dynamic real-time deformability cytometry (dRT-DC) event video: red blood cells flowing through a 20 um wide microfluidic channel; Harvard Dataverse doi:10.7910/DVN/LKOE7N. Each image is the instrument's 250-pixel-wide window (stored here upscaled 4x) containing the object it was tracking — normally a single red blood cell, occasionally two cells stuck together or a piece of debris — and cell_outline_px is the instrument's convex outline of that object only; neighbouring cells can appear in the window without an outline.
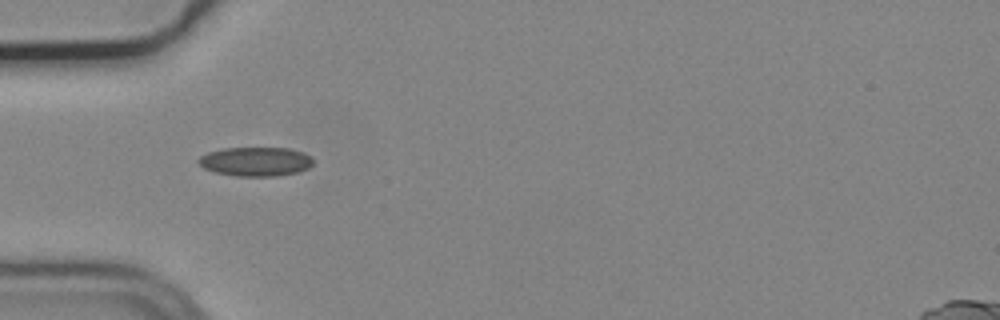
{"species": "common noctule bat (a hibernating species)", "species_latin": "Nyctalus noctula", "temperature_condition": "cold", "stored_images_in_passage": 12, "camera_frame_rate_fps": 3000, "um_per_image_px": 0.085, "animal": {"sex": "male", "body_mass_g": 19.2, "forearm_length_mm": 51.8}, "frame": {"image": 1, "passage_image": 1, "time_ms": 0.0, "image_size_px": [1000, 320], "cell_outline_px": [[312, 164], [308, 168], [296, 172], [276, 176], [236, 176], [216, 172], [204, 168], [196, 160], [200, 156], [208, 152], [224, 148], [288, 148], [304, 152], [312, 156]], "centroid_in_image_um": [21.73, 13.72], "position_along_channel_um": 63.3, "area_um2": 19.42}}
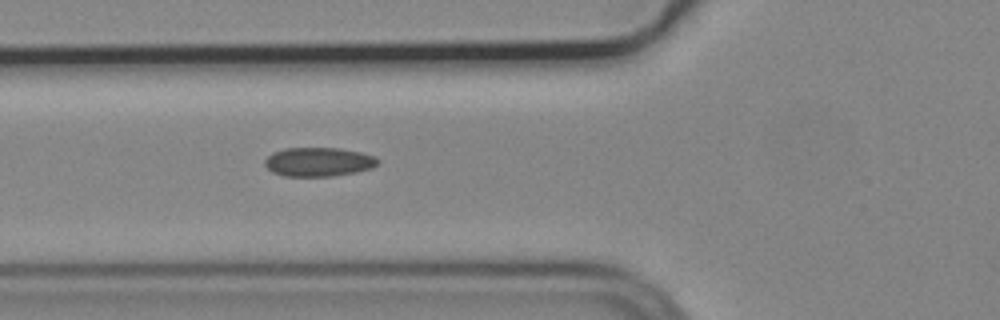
{"frame": {"image": 2, "passage_image": 4, "time_ms": 1.0, "image_size_px": [1000, 320], "cell_outline_px": [[380, 160], [372, 168], [356, 172], [332, 176], [284, 176], [272, 172], [264, 164], [264, 160], [272, 152], [284, 148], [340, 148], [360, 152], [376, 156]], "centroid_in_image_um": [27.07, 13.75], "position_along_channel_um": 98.7, "area_um2": 19.19}}
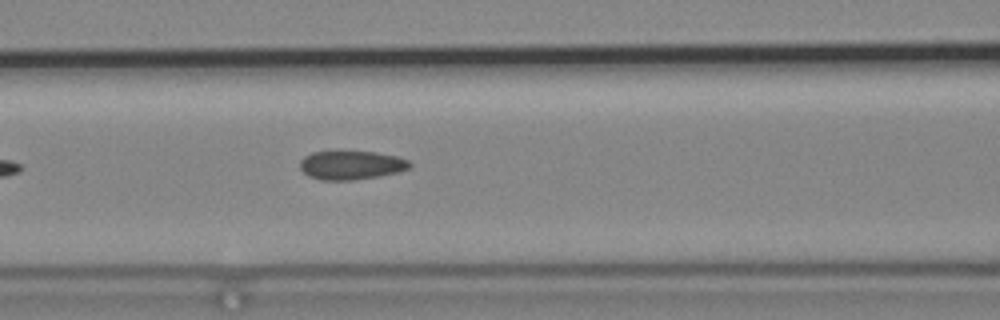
{"frame": {"image": 3, "passage_image": 7, "time_ms": 2.0, "image_size_px": [1000, 320], "cell_outline_px": [[412, 164], [408, 168], [396, 172], [380, 176], [352, 180], [320, 180], [308, 176], [300, 168], [300, 160], [304, 156], [312, 152], [376, 152], [396, 156], [408, 160]], "centroid_in_image_um": [29.83, 14.04], "position_along_channel_um": 136.8, "area_um2": 18.26}}